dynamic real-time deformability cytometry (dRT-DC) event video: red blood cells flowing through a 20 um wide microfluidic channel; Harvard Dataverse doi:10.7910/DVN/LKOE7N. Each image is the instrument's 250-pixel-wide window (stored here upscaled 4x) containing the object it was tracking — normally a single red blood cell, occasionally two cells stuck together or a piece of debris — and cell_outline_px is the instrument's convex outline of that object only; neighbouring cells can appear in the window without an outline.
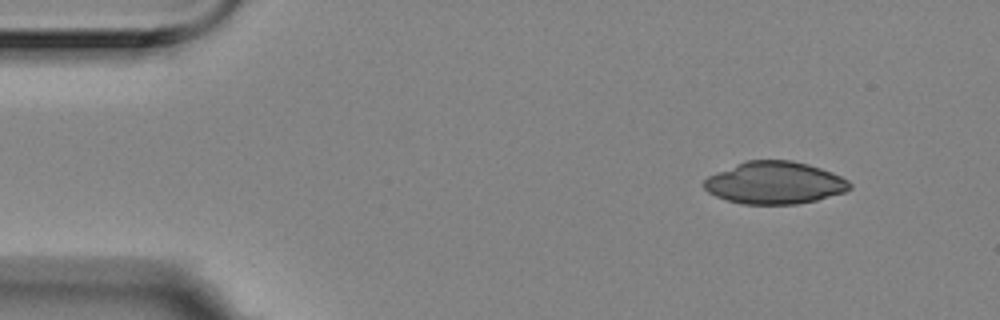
{"species": "Egyptian fruit bat (a non-hibernating species)", "species_latin": "Rousettus aegyptiacus", "temperature_condition": "room temperature", "stored_images_in_passage": 10, "camera_frame_rate_fps": 3000, "um_per_image_px": 0.085, "animal": {"sex": "female"}, "frame": {"image": 1, "passage_image": 1, "time_ms": 0.0, "image_size_px": [1000, 320], "cell_outline_px": [[852, 188], [844, 192], [816, 200], [796, 204], [740, 204], [716, 196], [708, 192], [704, 188], [704, 180], [708, 176], [716, 172], [736, 164], [748, 160], [792, 160], [808, 164], [832, 172], [848, 180], [852, 184]], "centroid_in_image_um": [65.85, 15.54], "position_along_channel_um": 19.1, "area_um2": 35.89}}